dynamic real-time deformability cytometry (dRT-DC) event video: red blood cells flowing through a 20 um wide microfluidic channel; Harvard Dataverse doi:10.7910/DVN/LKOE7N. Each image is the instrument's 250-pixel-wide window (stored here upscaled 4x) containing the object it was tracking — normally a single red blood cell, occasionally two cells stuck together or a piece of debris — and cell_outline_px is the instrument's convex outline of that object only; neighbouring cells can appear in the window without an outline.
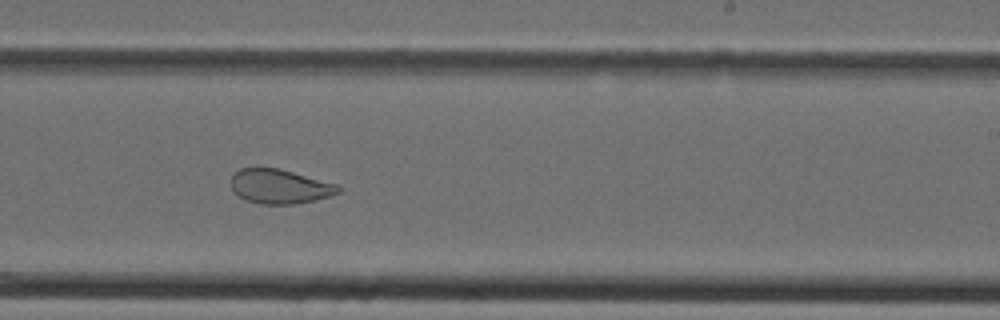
{"species": "Egyptian fruit bat (a non-hibernating species)", "species_latin": "Rousettus aegyptiacus", "temperature_condition": "cold", "stored_images_in_passage": 33, "camera_frame_rate_fps": 3000, "um_per_image_px": 0.085, "animal": {"sex": "female"}, "frame": {"image": 1, "passage_image": 19, "time_ms": 6.0, "image_size_px": [1000, 320], "cell_outline_px": [[340, 192], [332, 196], [316, 200], [292, 204], [260, 204], [244, 200], [232, 188], [232, 176], [240, 168], [280, 168], [336, 184], [340, 188]], "centroid_in_image_um": [23.8, 15.85], "position_along_channel_um": 265.2, "area_um2": 21.39}}